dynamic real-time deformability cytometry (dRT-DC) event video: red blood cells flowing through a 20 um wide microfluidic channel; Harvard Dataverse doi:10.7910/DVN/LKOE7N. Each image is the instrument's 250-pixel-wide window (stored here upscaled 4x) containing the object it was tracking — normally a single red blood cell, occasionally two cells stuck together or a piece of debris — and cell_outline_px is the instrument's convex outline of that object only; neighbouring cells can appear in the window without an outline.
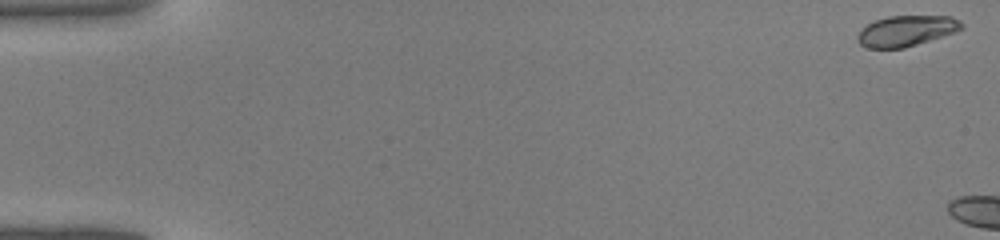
{"species": "common noctule bat (a hibernating species)", "species_latin": "Nyctalus noctula", "temperature_condition": "warm", "stored_images_in_passage": 4, "camera_frame_rate_fps": 3000, "um_per_image_px": 0.085, "animal": {"sex": "male", "body_mass_g": 19.0, "forearm_length_mm": 50.8}, "frame": {"image": 1, "passage_image": 1, "time_ms": 0.0, "image_size_px": [1000, 240], "cell_outline_px": [[964, 28], [956, 32], [904, 48], [864, 48], [856, 40], [856, 36], [868, 24], [876, 20], [888, 16], [952, 16], [960, 20], [964, 24]], "centroid_in_image_um": [77.06, 2.62], "position_along_channel_um": 7.9, "area_um2": 18.67}}